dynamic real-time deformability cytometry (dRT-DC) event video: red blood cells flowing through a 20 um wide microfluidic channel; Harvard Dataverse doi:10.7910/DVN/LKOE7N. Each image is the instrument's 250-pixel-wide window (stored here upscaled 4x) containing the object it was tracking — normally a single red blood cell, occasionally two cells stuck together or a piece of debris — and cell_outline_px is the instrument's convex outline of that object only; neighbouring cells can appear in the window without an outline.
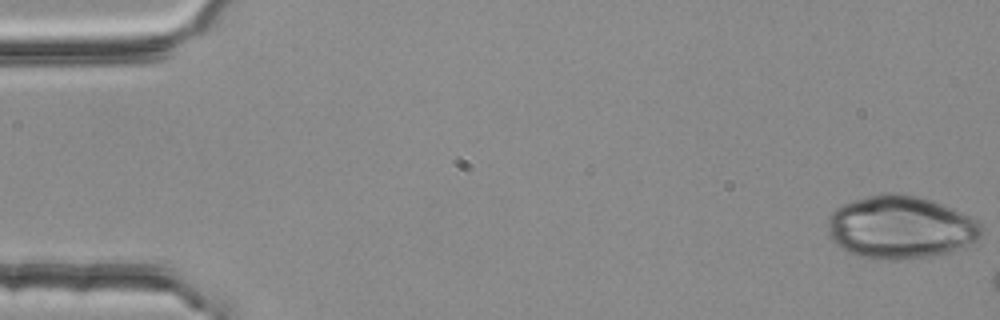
{"species": "common noctule bat (a hibernating species)", "species_latin": "Nyctalus noctula", "temperature_condition": "room temperature", "stored_images_in_passage": 3, "camera_frame_rate_fps": 3000, "um_per_image_px": 0.085, "animal": {"sex": "female", "body_mass_g": 25.1}, "frame": {"image": 1, "passage_image": 1, "time_ms": 0.0, "image_size_px": [1000, 320], "cell_outline_px": [[984, 232], [976, 240], [964, 248], [952, 252], [932, 256], [892, 260], [872, 260], [856, 256], [840, 248], [832, 240], [828, 228], [828, 216], [836, 208], [844, 204], [868, 196], [884, 192], [896, 192], [916, 196], [940, 204], [960, 212], [976, 220], [980, 224]], "centroid_in_image_um": [76.52, 19.35], "position_along_channel_um": 8.5, "area_um2": 56.47}}